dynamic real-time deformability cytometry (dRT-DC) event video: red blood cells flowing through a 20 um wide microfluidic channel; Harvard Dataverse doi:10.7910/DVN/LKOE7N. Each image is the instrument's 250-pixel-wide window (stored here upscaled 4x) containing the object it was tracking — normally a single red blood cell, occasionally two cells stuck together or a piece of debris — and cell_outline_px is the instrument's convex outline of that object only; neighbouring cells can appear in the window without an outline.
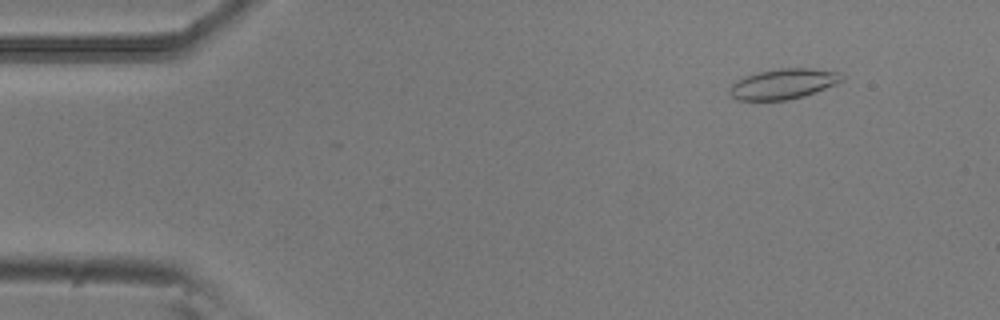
{"species": "common noctule bat (a hibernating species)", "species_latin": "Nyctalus noctula", "temperature_condition": "room temperature", "stored_images_in_passage": 13, "camera_frame_rate_fps": 3000, "um_per_image_px": 0.085, "animal": {"sex": "male", "body_mass_g": 20.5, "forearm_length_mm": 52.5}, "frame": {"image": 1, "passage_image": 4, "time_ms": 1.0, "image_size_px": [1000, 320], "cell_outline_px": [[844, 80], [836, 84], [804, 96], [788, 100], [736, 100], [728, 92], [732, 84], [736, 80], [744, 76], [760, 72], [780, 68], [812, 68], [836, 72], [844, 76]], "centroid_in_image_um": [66.57, 7.13], "position_along_channel_um": 18.4, "area_um2": 19.77}}